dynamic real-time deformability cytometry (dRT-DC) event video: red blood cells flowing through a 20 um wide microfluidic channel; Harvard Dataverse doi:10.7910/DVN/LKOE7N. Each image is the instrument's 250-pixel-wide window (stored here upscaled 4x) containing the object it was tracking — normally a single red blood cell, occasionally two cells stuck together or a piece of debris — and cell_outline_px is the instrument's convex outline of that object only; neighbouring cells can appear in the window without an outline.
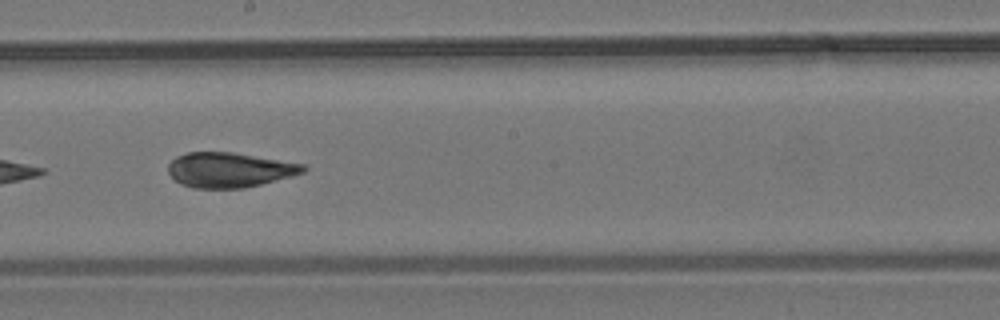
{"species": "common noctule bat (a hibernating species)", "species_latin": "Nyctalus noctula", "temperature_condition": "room temperature", "stored_images_in_passage": 14, "camera_frame_rate_fps": 3000, "um_per_image_px": 0.085, "animal": {"sex": "male", "body_mass_g": 19.2, "forearm_length_mm": 51.8}, "frame": {"image": 1, "passage_image": 8, "time_ms": 10.0, "image_size_px": [1000, 320], "cell_outline_px": [[308, 168], [304, 172], [292, 176], [244, 188], [192, 188], [180, 184], [168, 172], [168, 164], [176, 156], [188, 152], [232, 152], [304, 164]], "centroid_in_image_um": [19.49, 14.44], "position_along_channel_um": 228.7, "area_um2": 27.4}}
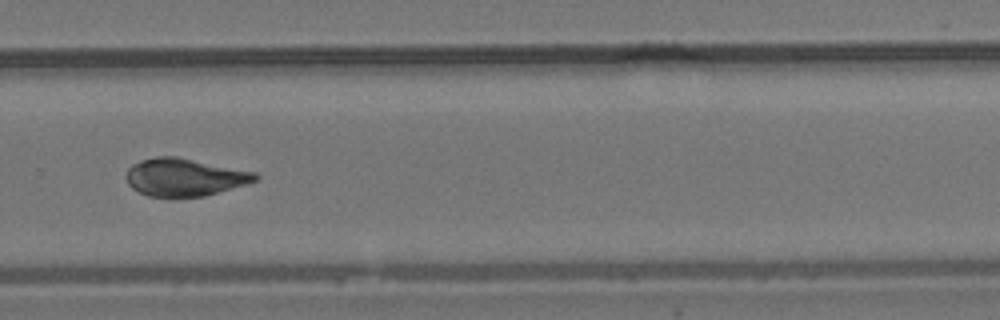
{"frame": {"image": 2, "passage_image": 10, "time_ms": 12.333, "image_size_px": [1000, 320], "cell_outline_px": [[260, 176], [256, 180], [248, 184], [204, 196], [148, 196], [132, 188], [128, 184], [124, 176], [128, 168], [132, 164], [140, 160], [156, 156], [176, 156], [256, 172]], "centroid_in_image_um": [15.67, 15.05], "position_along_channel_um": 314.1, "area_um2": 28.38}, "authors_computed_cell_mechanics": {"area_um2": 28.1775, "velocity_mm_per_s": 3.6628, "shape_relaxation_time_tau1_ms": 1.9105, "shape_relaxation_time_tau2_ms": null, "deformation_change_tau1": 0.0933, "deformation_change_tau2": null}}